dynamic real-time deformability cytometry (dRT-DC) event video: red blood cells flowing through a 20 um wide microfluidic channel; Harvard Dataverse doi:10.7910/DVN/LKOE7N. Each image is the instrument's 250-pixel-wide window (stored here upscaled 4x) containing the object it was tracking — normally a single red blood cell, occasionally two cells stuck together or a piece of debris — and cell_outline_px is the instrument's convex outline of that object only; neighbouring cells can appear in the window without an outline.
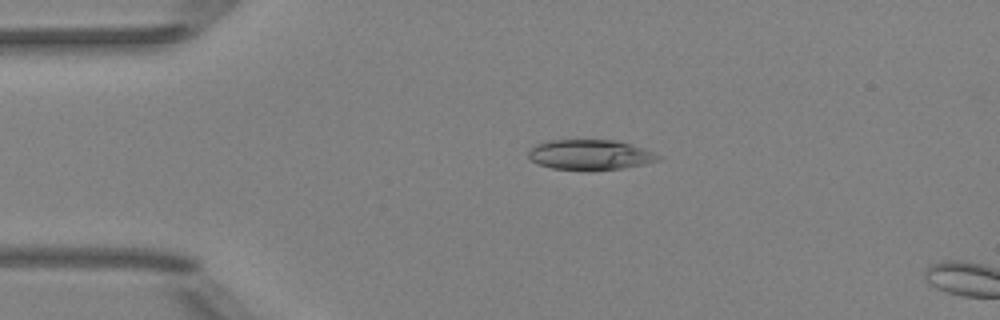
{"species": "Egyptian fruit bat (a non-hibernating species)", "species_latin": "Rousettus aegyptiacus", "temperature_condition": "room temperature", "stored_images_in_passage": 5, "camera_frame_rate_fps": 3000, "um_per_image_px": 0.085, "animal": {"sex": "female"}, "frame": {"image": 1, "passage_image": 4, "time_ms": 3.333, "image_size_px": [1000, 320], "cell_outline_px": [[664, 156], [660, 160], [644, 164], [624, 168], [588, 172], [552, 168], [540, 164], [532, 160], [528, 156], [528, 152], [536, 144], [548, 140], [616, 140], [632, 144], [644, 148]], "centroid_in_image_um": [50.22, 13.17], "position_along_channel_um": 34.8, "area_um2": 23.35}}